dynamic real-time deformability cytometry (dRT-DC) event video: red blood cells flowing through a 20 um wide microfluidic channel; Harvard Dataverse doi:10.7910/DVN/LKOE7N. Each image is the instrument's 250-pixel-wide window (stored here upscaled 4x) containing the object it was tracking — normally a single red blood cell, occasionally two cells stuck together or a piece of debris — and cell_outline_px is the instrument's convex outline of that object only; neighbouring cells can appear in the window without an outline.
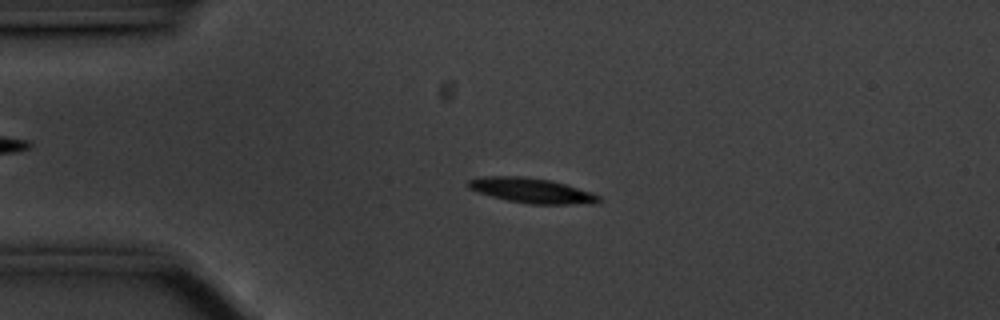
{"species": "common noctule bat (a hibernating species)", "species_latin": "Nyctalus noctula", "temperature_condition": "cold", "stored_images_in_passage": 53, "camera_frame_rate_fps": 3000, "um_per_image_px": 0.085, "animal": {"sex": "male", "body_mass_g": 20.1, "forearm_length_mm": 53.5}, "frame": {"image": 1, "passage_image": 9, "time_ms": 2.667, "image_size_px": [1000, 320], "cell_outline_px": [[600, 200], [592, 204], [528, 204], [508, 200], [492, 196], [468, 188], [464, 184], [468, 180], [484, 176], [524, 176], [548, 180], [564, 184], [592, 192], [600, 196]], "centroid_in_image_um": [45.17, 16.19], "position_along_channel_um": 39.8, "area_um2": 18.9}}
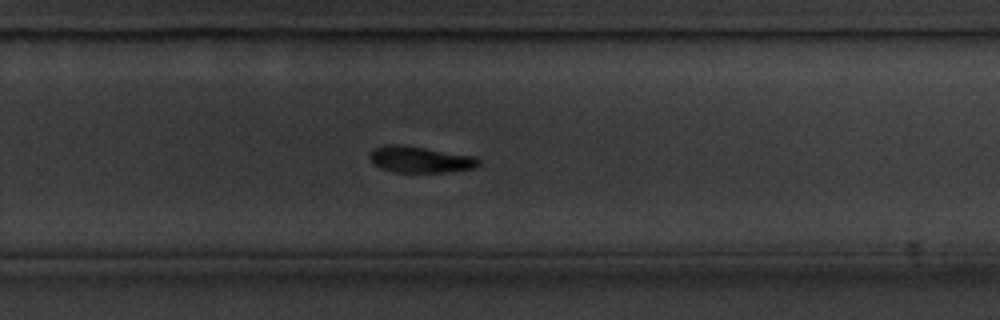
{"frame": {"image": 2, "passage_image": 33, "time_ms": 10.667, "image_size_px": [1000, 320], "cell_outline_px": [[480, 164], [476, 168], [444, 172], [396, 172], [380, 168], [372, 160], [372, 152], [376, 148], [384, 144], [400, 144], [476, 156], [480, 160]], "centroid_in_image_um": [35.79, 13.55], "position_along_channel_um": 294.0, "area_um2": 16.53}}
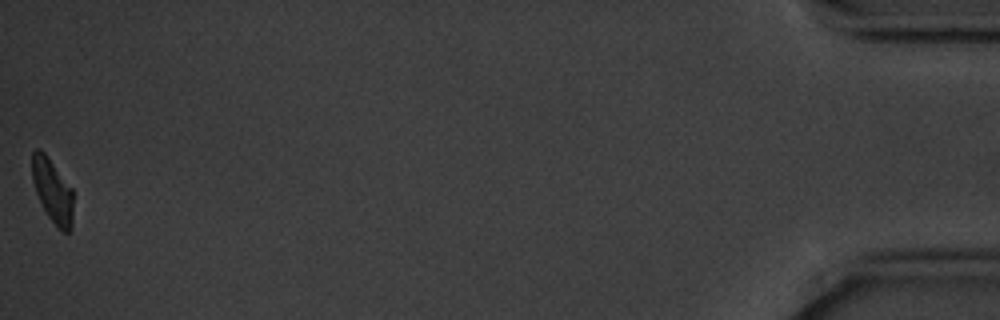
{"frame": {"image": 3, "passage_image": 53, "time_ms": 17.333, "image_size_px": [1000, 320], "cell_outline_px": [[72, 228], [68, 232], [60, 232], [56, 228], [48, 216], [36, 192], [32, 180], [32, 152], [36, 148], [40, 148], [44, 152], [72, 188]], "centroid_in_image_um": [4.46, 16.23], "position_along_channel_um": 430.7, "area_um2": 15.26}, "authors_computed_cell_mechanics": {"area_um2": 17.4556, "velocity_mm_per_s": 3.4967, "shape_relaxation_time_tau1_ms": 2.1266, "shape_relaxation_time_tau2_ms": null, "deformation_change_tau1": 0.1437, "deformation_change_tau2": null}}